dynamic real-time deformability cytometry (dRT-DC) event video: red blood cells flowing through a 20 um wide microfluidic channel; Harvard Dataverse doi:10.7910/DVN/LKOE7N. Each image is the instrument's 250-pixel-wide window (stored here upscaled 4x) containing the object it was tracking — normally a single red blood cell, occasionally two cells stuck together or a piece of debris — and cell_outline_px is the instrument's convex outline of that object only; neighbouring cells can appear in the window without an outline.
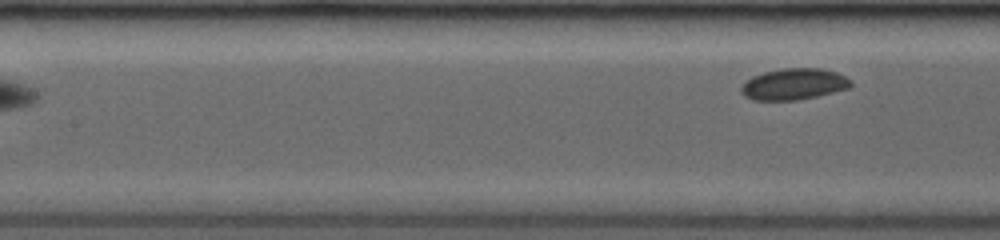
{"species": "common noctule bat (a hibernating species)", "species_latin": "Nyctalus noctula", "temperature_condition": "room temperature", "stored_images_in_passage": 4, "segment_of_instrument_passage": [2, 2], "camera_frame_rate_fps": 3500, "um_per_image_px": 0.085, "animal": {"sex": "female", "body_mass_g": 19.0, "forearm_length_mm": 53.3}, "frame": {"image": 1, "passage_image": 4, "time_ms": 3.714, "image_size_px": [1000, 240], "cell_outline_px": [[852, 84], [848, 88], [816, 96], [796, 100], [752, 100], [744, 96], [740, 92], [740, 88], [752, 76], [764, 72], [784, 68], [820, 68], [836, 72], [852, 80]], "centroid_in_image_um": [67.46, 7.15], "position_along_channel_um": 139.9, "area_um2": 19.88}}